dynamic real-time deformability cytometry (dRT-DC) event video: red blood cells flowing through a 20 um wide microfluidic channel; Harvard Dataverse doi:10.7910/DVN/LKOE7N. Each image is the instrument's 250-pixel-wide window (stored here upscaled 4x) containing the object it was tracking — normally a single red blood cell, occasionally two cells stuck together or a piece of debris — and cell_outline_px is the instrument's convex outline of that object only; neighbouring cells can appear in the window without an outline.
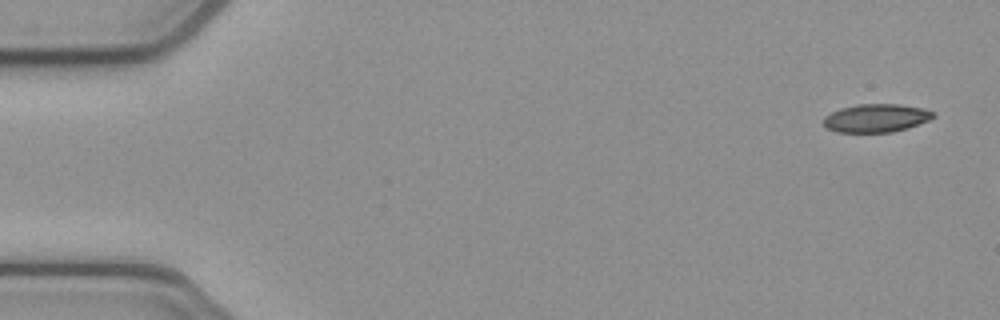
{"species": "common noctule bat (a hibernating species)", "species_latin": "Nyctalus noctula", "temperature_condition": "cold", "stored_images_in_passage": 8, "camera_frame_rate_fps": 3000, "um_per_image_px": 0.085, "animal": {"sex": "female", "body_mass_g": 21.9}, "frame": {"image": 1, "passage_image": 1, "time_ms": 0.0, "image_size_px": [1000, 320], "cell_outline_px": [[936, 116], [928, 120], [908, 128], [892, 132], [836, 132], [824, 128], [824, 116], [840, 108], [860, 104], [900, 104], [924, 108], [936, 112]], "centroid_in_image_um": [74.48, 10.03], "position_along_channel_um": 10.5, "area_um2": 18.21}}